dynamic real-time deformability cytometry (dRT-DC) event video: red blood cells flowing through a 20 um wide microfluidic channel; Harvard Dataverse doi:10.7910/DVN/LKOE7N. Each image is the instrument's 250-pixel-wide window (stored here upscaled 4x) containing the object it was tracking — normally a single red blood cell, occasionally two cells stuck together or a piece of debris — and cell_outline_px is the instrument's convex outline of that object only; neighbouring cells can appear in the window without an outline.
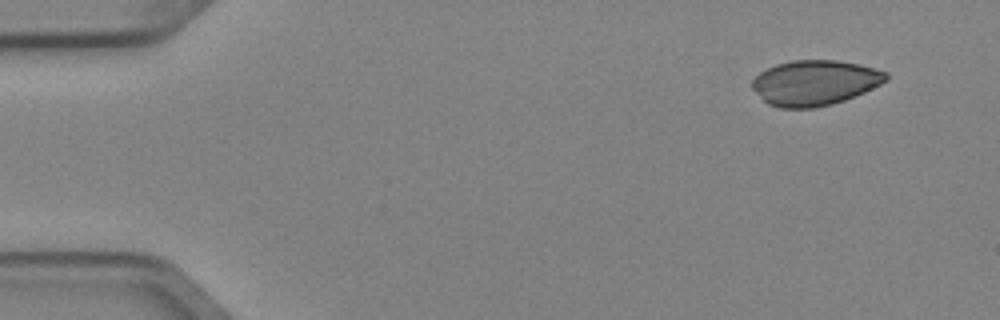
{"species": "Egyptian fruit bat (a non-hibernating species)", "species_latin": "Rousettus aegyptiacus", "temperature_condition": "cold", "stored_images_in_passage": 3, "camera_frame_rate_fps": 3000, "um_per_image_px": 0.085, "animal": {"sex": "female"}, "frame": {"image": 1, "passage_image": 1, "time_ms": 0.0, "image_size_px": [1000, 320], "cell_outline_px": [[888, 80], [864, 92], [844, 100], [832, 104], [816, 108], [780, 108], [768, 104], [752, 88], [752, 80], [760, 72], [776, 64], [792, 60], [836, 60], [860, 64], [888, 72]], "centroid_in_image_um": [69.27, 7.03], "position_along_channel_um": 15.7, "area_um2": 35.26}}